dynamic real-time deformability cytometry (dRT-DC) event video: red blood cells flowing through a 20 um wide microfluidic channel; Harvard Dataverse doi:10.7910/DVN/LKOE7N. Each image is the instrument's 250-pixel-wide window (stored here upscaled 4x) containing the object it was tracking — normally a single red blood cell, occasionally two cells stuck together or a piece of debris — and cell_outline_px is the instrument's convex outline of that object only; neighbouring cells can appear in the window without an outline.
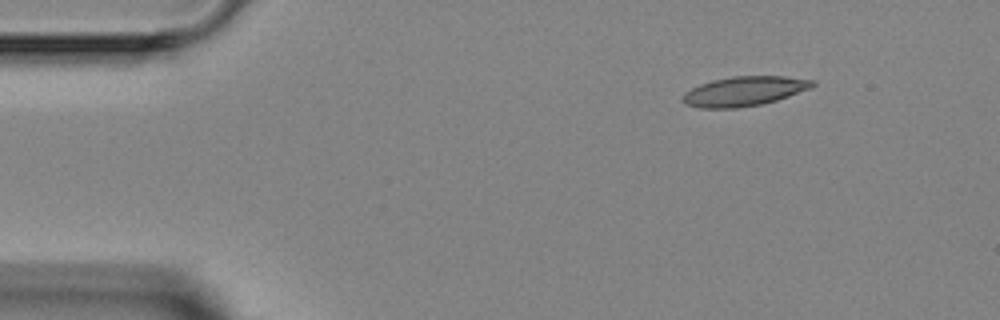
{"species": "Egyptian fruit bat (a non-hibernating species)", "species_latin": "Rousettus aegyptiacus", "temperature_condition": "room temperature", "stored_images_in_passage": 3, "camera_frame_rate_fps": 3000, "um_per_image_px": 0.085, "animal": {"sex": "female"}, "frame": {"image": 1, "passage_image": 1, "time_ms": 0.0, "image_size_px": [1000, 320], "cell_outline_px": [[816, 84], [812, 88], [764, 104], [736, 108], [700, 108], [684, 104], [680, 100], [684, 92], [700, 84], [712, 80], [732, 76], [784, 76], [816, 80]], "centroid_in_image_um": [63.25, 7.75], "position_along_channel_um": 21.7, "area_um2": 22.6}}
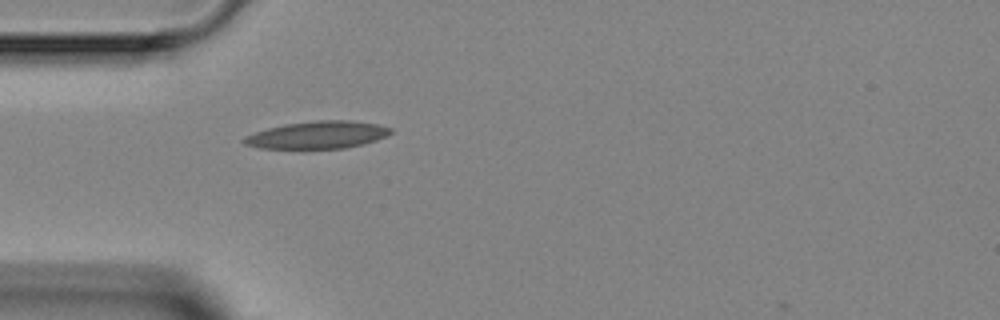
{"frame": {"image": 2, "passage_image": 3, "time_ms": 2.667, "image_size_px": [1000, 320], "cell_outline_px": [[392, 132], [376, 140], [364, 144], [344, 148], [260, 148], [244, 144], [240, 140], [244, 136], [268, 128], [284, 124], [312, 120], [352, 120], [380, 124], [392, 128]], "centroid_in_image_um": [26.99, 11.45], "position_along_channel_um": 58.0, "area_um2": 23.52}}